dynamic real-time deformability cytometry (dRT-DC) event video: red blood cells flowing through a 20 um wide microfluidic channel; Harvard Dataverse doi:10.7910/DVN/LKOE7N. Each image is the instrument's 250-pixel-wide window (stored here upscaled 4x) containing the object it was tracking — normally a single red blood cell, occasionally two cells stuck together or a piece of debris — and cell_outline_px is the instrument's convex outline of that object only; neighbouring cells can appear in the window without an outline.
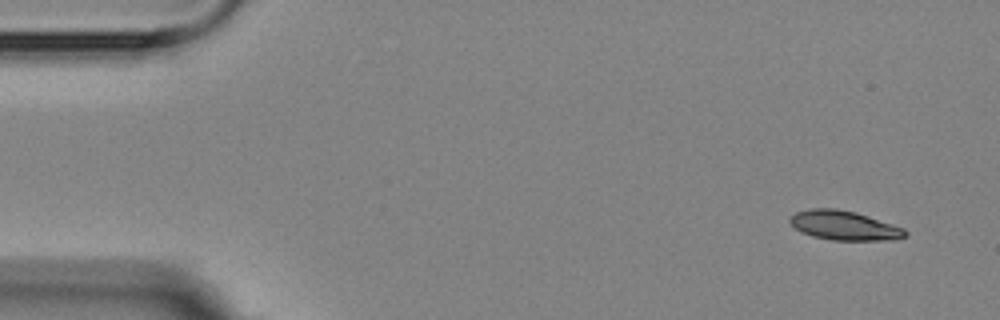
{"species": "Egyptian fruit bat (a non-hibernating species)", "species_latin": "Rousettus aegyptiacus", "temperature_condition": "room temperature", "stored_images_in_passage": 5, "camera_frame_rate_fps": 3000, "um_per_image_px": 0.085, "animal": {"sex": "female"}, "frame": {"image": 1, "passage_image": 1, "time_ms": 0.0, "image_size_px": [1000, 320], "cell_outline_px": [[908, 236], [888, 240], [832, 240], [812, 236], [800, 232], [788, 220], [788, 216], [796, 212], [808, 208], [836, 208], [856, 212], [904, 228], [908, 232]], "centroid_in_image_um": [71.72, 19.15], "position_along_channel_um": 13.3, "area_um2": 19.83}}
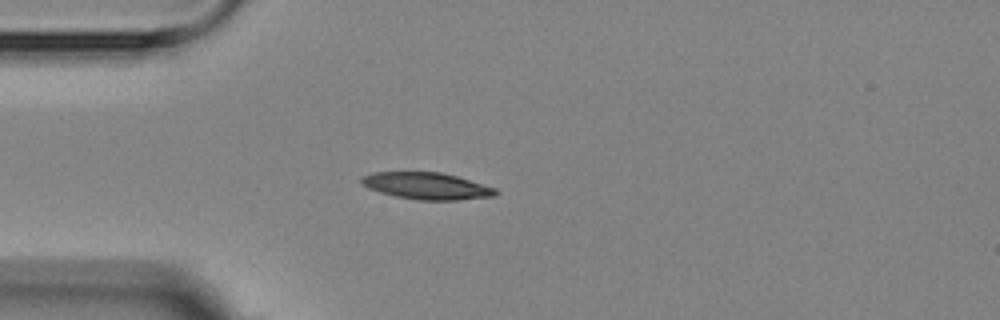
{"frame": {"image": 2, "passage_image": 4, "time_ms": 3.667, "image_size_px": [1000, 320], "cell_outline_px": [[500, 192], [496, 196], [456, 200], [420, 200], [396, 196], [380, 192], [368, 188], [360, 184], [360, 176], [372, 172], [440, 172], [456, 176], [496, 188]], "centroid_in_image_um": [36.25, 15.8], "position_along_channel_um": 48.8, "area_um2": 21.04}}